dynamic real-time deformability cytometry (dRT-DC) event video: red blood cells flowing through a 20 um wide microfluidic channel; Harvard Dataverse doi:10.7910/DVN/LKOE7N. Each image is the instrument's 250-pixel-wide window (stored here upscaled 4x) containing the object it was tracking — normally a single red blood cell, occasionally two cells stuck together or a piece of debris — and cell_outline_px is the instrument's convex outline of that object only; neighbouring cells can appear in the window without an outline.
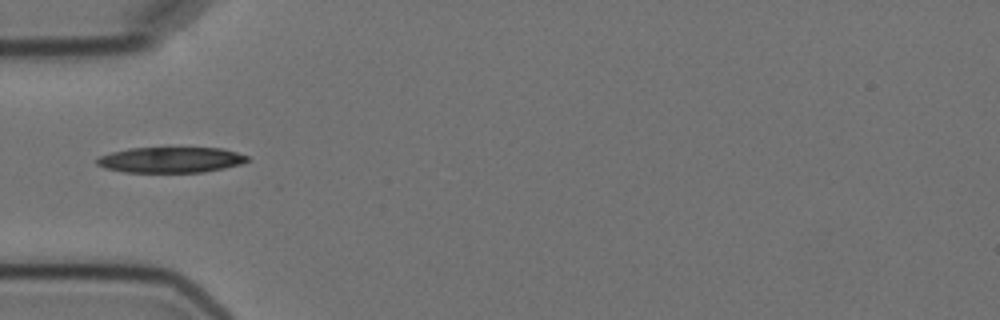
{"species": "Egyptian fruit bat (a non-hibernating species)", "species_latin": "Rousettus aegyptiacus", "temperature_condition": "cold", "stored_images_in_passage": 1, "camera_frame_rate_fps": 3000, "um_per_image_px": 0.085, "animal": {"sex": "female"}, "frame": {"image": 1, "passage_image": 1, "time_ms": 0.0, "image_size_px": [1000, 320], "cell_outline_px": [[248, 160], [240, 164], [224, 168], [204, 172], [124, 172], [104, 168], [96, 164], [96, 160], [100, 156], [112, 152], [128, 148], [224, 148], [248, 156]], "centroid_in_image_um": [14.5, 13.59], "position_along_channel_um": 70.5, "area_um2": 22.43}}